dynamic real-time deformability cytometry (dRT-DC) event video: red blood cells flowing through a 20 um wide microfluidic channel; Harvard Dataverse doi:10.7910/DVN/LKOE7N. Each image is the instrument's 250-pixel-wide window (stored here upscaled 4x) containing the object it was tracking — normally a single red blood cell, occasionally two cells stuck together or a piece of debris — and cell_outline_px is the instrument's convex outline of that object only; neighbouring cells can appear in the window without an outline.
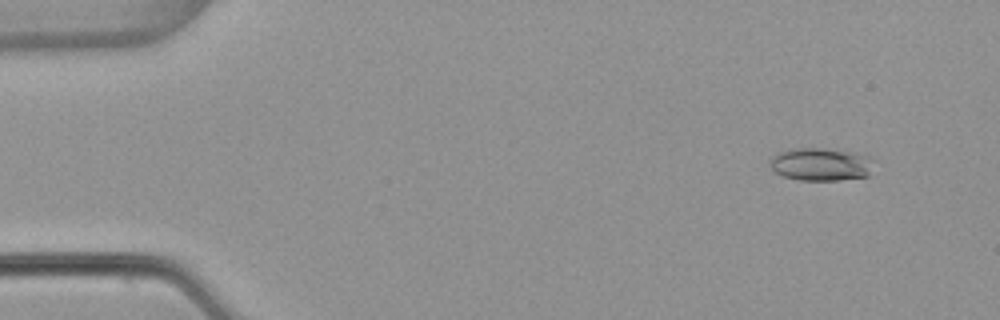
{"species": "common noctule bat (a hibernating species)", "species_latin": "Nyctalus noctula", "temperature_condition": "warm", "stored_images_in_passage": 53, "camera_frame_rate_fps": 3000, "um_per_image_px": 0.085, "animal": {"sex": "female", "body_mass_g": 22.7, "forearm_length_mm": 54.2}, "frame": {"image": 1, "passage_image": 5, "time_ms": 1.333, "image_size_px": [1000, 320], "cell_outline_px": [[872, 160], [868, 176], [840, 180], [800, 180], [784, 176], [776, 172], [768, 164], [772, 156], [780, 152], [796, 148], [824, 148], [852, 152], [868, 156]], "centroid_in_image_um": [69.74, 13.96], "position_along_channel_um": 15.3, "area_um2": 19.71}}
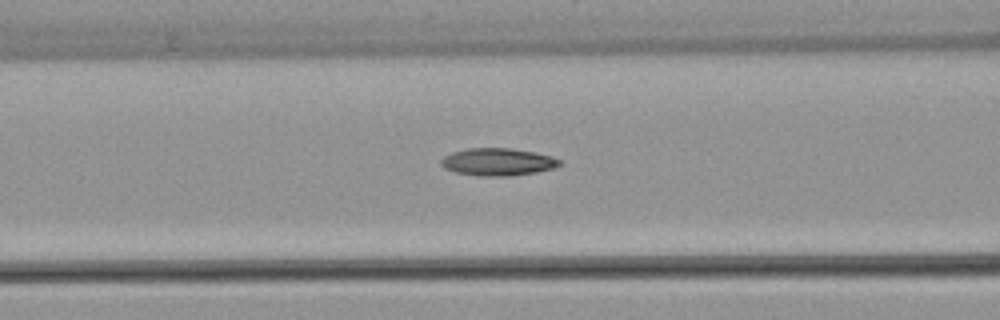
{"frame": {"image": 2, "passage_image": 22, "time_ms": 7.0, "image_size_px": [1000, 320], "cell_outline_px": [[560, 164], [552, 168], [536, 172], [512, 176], [476, 176], [456, 172], [444, 168], [440, 164], [440, 160], [444, 156], [452, 152], [468, 148], [508, 148], [532, 152], [552, 156], [560, 160]], "centroid_in_image_um": [42.26, 13.77], "position_along_channel_um": 124.3, "area_um2": 18.9}}
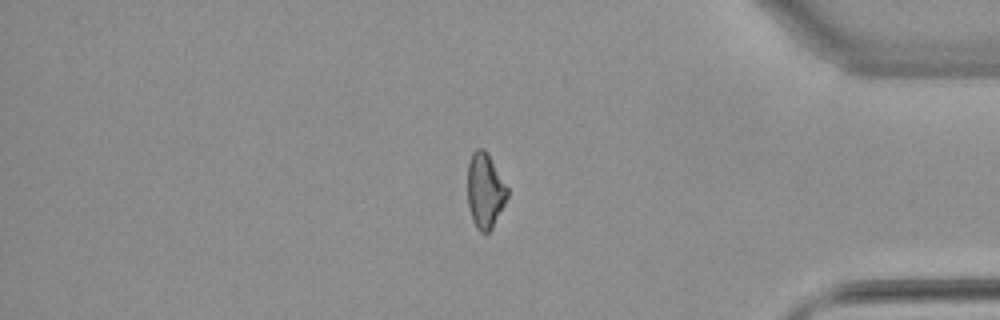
{"frame": {"image": 3, "passage_image": 45, "time_ms": 14.667, "image_size_px": [1000, 320], "cell_outline_px": [[508, 196], [492, 228], [488, 232], [480, 232], [476, 228], [472, 220], [468, 204], [468, 164], [472, 152], [476, 148], [484, 148], [488, 152], [508, 188]], "centroid_in_image_um": [41.22, 16.18], "position_along_channel_um": 394.0, "area_um2": 17.46}, "authors_computed_cell_mechanics": {"area_um2": 18.3226, "velocity_mm_per_s": 3.8758, "shape_relaxation_time_tau1_ms": null, "shape_relaxation_time_tau2_ms": 3.4123, "deformation_change_tau1": null, "deformation_change_tau2": 0.1099}}